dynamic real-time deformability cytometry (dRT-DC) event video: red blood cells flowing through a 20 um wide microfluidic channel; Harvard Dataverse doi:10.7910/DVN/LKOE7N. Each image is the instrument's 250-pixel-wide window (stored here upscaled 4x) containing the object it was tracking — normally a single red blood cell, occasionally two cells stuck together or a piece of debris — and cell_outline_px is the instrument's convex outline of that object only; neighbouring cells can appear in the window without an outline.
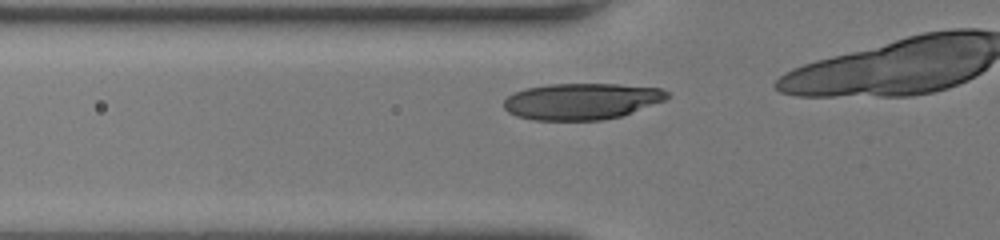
{"species": "human", "species_latin": "Homo sapiens", "temperature_condition": "room temperature", "stored_images_in_passage": 27, "camera_frame_rate_fps": 3000, "um_per_image_px": 0.085, "donor": {"sex": "female"}, "frame": {"image": 1, "passage_image": 3, "time_ms": 0.667, "image_size_px": [1000, 240], "cell_outline_px": [[668, 96], [664, 100], [620, 116], [604, 120], [532, 120], [516, 116], [508, 112], [504, 108], [504, 100], [508, 96], [516, 92], [528, 88], [548, 84], [616, 84], [660, 88], [668, 92]], "centroid_in_image_um": [49.4, 8.61], "position_along_channel_um": 76.4, "area_um2": 34.33}}
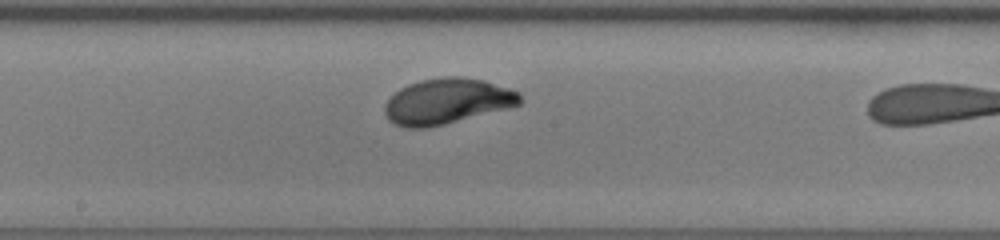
{"frame": {"image": 2, "passage_image": 13, "time_ms": 4.0, "image_size_px": [1000, 240], "cell_outline_px": [[520, 104], [508, 108], [444, 124], [424, 128], [404, 128], [392, 124], [388, 120], [384, 112], [384, 104], [400, 88], [408, 84], [420, 80], [444, 76], [456, 76], [484, 80], [520, 92]], "centroid_in_image_um": [37.96, 8.61], "position_along_channel_um": 210.2, "area_um2": 35.89}}
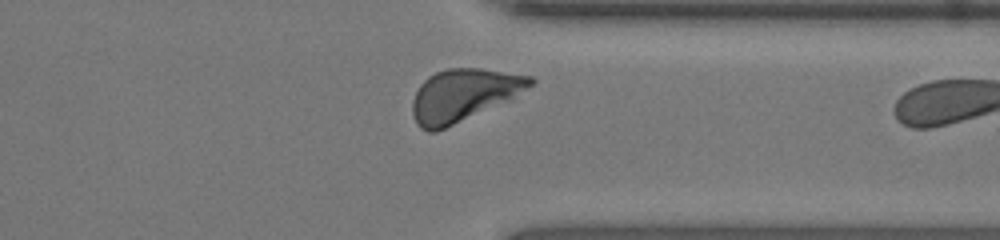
{"frame": {"image": 3, "passage_image": 25, "time_ms": 8.0, "image_size_px": [1000, 240], "cell_outline_px": [[536, 80], [532, 84], [512, 96], [436, 132], [428, 132], [420, 128], [416, 124], [412, 112], [412, 100], [420, 84], [428, 76], [436, 72], [448, 68], [480, 68], [532, 76]], "centroid_in_image_um": [39.3, 8.06], "position_along_channel_um": 372.1, "area_um2": 34.85}}